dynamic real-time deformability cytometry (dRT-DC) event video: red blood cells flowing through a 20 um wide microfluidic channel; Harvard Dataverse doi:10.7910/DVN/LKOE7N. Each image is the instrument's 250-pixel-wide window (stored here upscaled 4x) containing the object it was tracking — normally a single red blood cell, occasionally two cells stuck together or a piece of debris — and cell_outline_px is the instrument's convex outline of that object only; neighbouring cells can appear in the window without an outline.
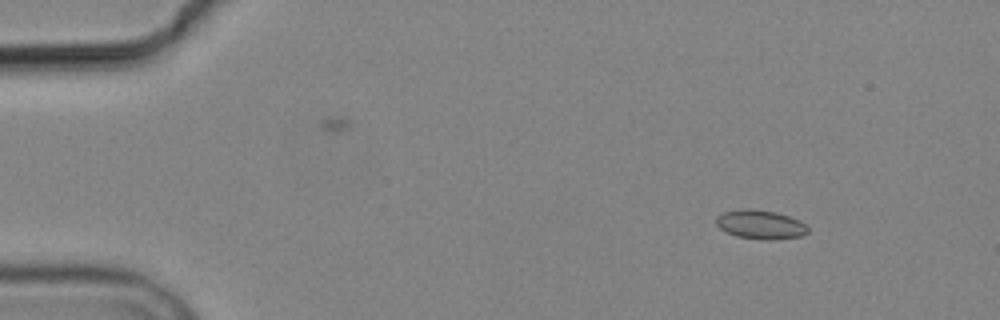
{"species": "common noctule bat (a hibernating species)", "species_latin": "Nyctalus noctula", "temperature_condition": "cold", "stored_images_in_passage": 6, "camera_frame_rate_fps": 3000, "um_per_image_px": 0.085, "animal": {"sex": "male", "body_mass_g": 19.2, "forearm_length_mm": 51.8}, "frame": {"image": 1, "passage_image": 2, "time_ms": 1.333, "image_size_px": [1000, 320], "cell_outline_px": [[808, 232], [804, 236], [768, 240], [764, 240], [736, 236], [720, 228], [716, 224], [716, 216], [724, 212], [740, 208], [752, 208], [776, 212], [800, 220], [808, 228]], "centroid_in_image_um": [64.64, 19.07], "position_along_channel_um": 20.4, "area_um2": 15.61}}
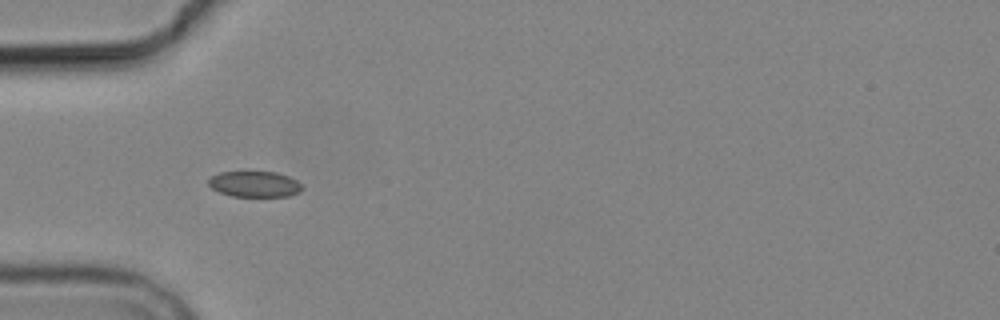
{"frame": {"image": 2, "passage_image": 5, "time_ms": 5.0, "image_size_px": [1000, 320], "cell_outline_px": [[304, 188], [300, 192], [288, 196], [232, 196], [220, 192], [212, 188], [208, 184], [208, 180], [212, 176], [220, 172], [276, 172], [288, 176], [296, 180]], "centroid_in_image_um": [21.65, 15.65], "position_along_channel_um": 63.3, "area_um2": 13.99}}
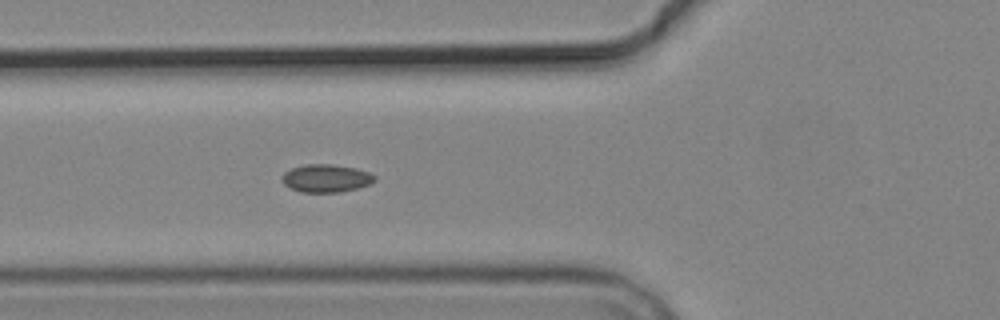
{"frame": {"image": 3, "passage_image": 6, "time_ms": 6.0, "image_size_px": [1000, 320], "cell_outline_px": [[376, 180], [372, 184], [340, 192], [300, 192], [284, 184], [284, 172], [292, 168], [304, 164], [332, 164], [356, 168], [368, 172], [376, 176]], "centroid_in_image_um": [27.77, 15.15], "position_along_channel_um": 98.0, "area_um2": 14.97}}